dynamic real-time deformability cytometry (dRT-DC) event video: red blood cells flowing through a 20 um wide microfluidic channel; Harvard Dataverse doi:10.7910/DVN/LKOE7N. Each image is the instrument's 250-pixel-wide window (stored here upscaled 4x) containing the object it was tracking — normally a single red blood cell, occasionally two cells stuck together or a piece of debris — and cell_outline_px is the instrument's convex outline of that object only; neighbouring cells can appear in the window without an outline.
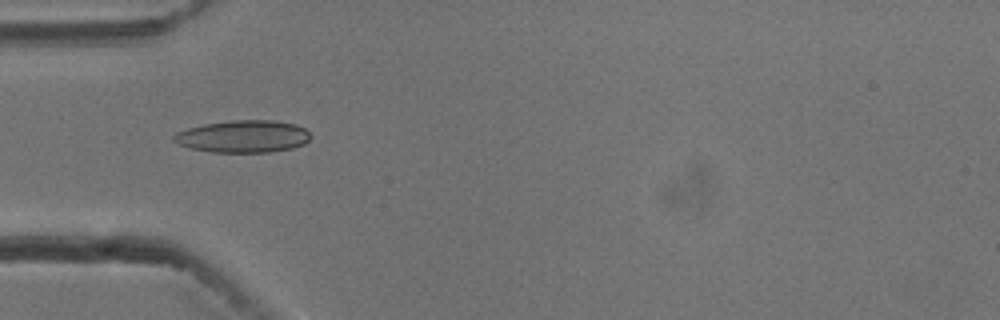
{"species": "common noctule bat (a hibernating species)", "species_latin": "Nyctalus noctula", "temperature_condition": "cold", "stored_images_in_passage": 54, "camera_frame_rate_fps": 3000, "um_per_image_px": 0.085, "animal": {"sex": "male", "body_mass_g": 13.3}, "frame": {"image": 1, "passage_image": 17, "time_ms": 5.333, "image_size_px": [1000, 320], "cell_outline_px": [[312, 136], [304, 144], [292, 148], [268, 152], [212, 152], [192, 148], [180, 144], [172, 140], [172, 136], [176, 132], [188, 128], [204, 124], [232, 120], [272, 120], [296, 124], [304, 128]], "centroid_in_image_um": [20.68, 11.59], "position_along_channel_um": 64.3, "area_um2": 25.66}}
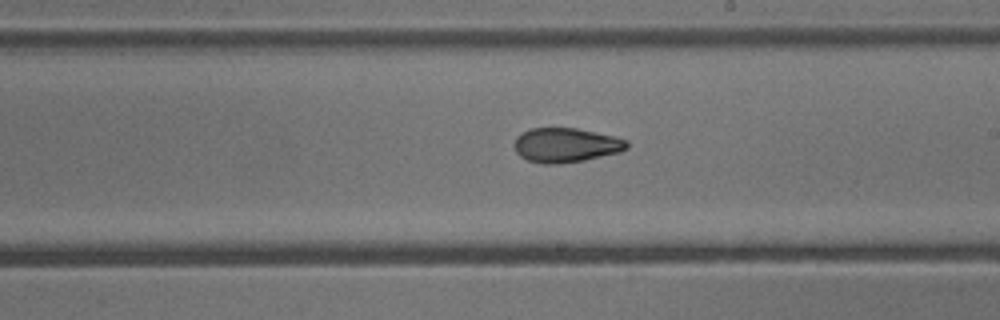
{"frame": {"image": 2, "passage_image": 31, "time_ms": 10.0, "image_size_px": [1000, 320], "cell_outline_px": [[628, 148], [620, 152], [584, 160], [560, 164], [540, 164], [528, 160], [520, 156], [516, 152], [512, 144], [516, 136], [520, 132], [532, 128], [576, 128], [616, 136], [628, 140]], "centroid_in_image_um": [48.07, 12.33], "position_along_channel_um": 240.9, "area_um2": 22.95}}
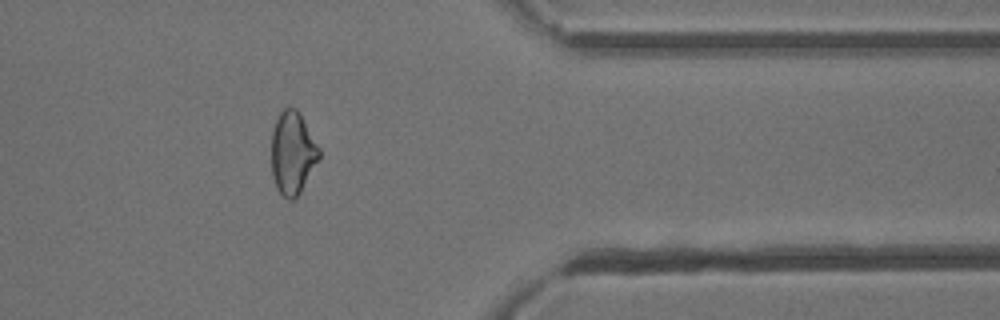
{"frame": {"image": 3, "passage_image": 44, "time_ms": 14.333, "image_size_px": [1000, 320], "cell_outline_px": [[320, 156], [300, 192], [292, 200], [288, 200], [276, 188], [272, 176], [272, 132], [276, 120], [280, 112], [284, 108], [296, 108], [300, 112], [320, 148]], "centroid_in_image_um": [24.87, 12.98], "position_along_channel_um": 386.5, "area_um2": 22.83}, "authors_computed_cell_mechanics": {"area_um2": 23.2934, "velocity_mm_per_s": 3.7705, "shape_relaxation_time_tau1_ms": 11.0964, "shape_relaxation_time_tau2_ms": 3.2707, "deformation_change_tau1": 0.2233, "deformation_change_tau2": 0.0975}}